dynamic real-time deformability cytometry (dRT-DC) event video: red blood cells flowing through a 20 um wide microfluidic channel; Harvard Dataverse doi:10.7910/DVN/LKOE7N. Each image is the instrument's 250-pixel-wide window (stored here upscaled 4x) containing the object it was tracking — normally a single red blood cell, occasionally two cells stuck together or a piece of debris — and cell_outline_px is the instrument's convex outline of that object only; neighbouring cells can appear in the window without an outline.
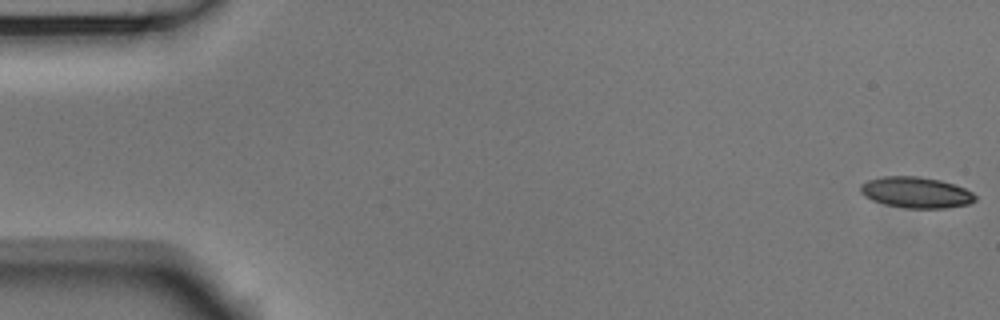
{"species": "Egyptian fruit bat (a non-hibernating species)", "species_latin": "Rousettus aegyptiacus", "temperature_condition": "room temperature", "stored_images_in_passage": 54, "camera_frame_rate_fps": 3000, "um_per_image_px": 0.085, "animal": {"sex": "male"}, "frame": {"image": 1, "passage_image": 1, "time_ms": 0.0, "image_size_px": [1000, 320], "cell_outline_px": [[976, 200], [968, 204], [944, 208], [904, 208], [884, 204], [872, 200], [864, 196], [860, 192], [860, 184], [868, 180], [884, 176], [916, 176], [940, 180], [964, 188], [972, 192], [976, 196]], "centroid_in_image_um": [77.83, 16.36], "position_along_channel_um": 7.2, "area_um2": 20.69}}
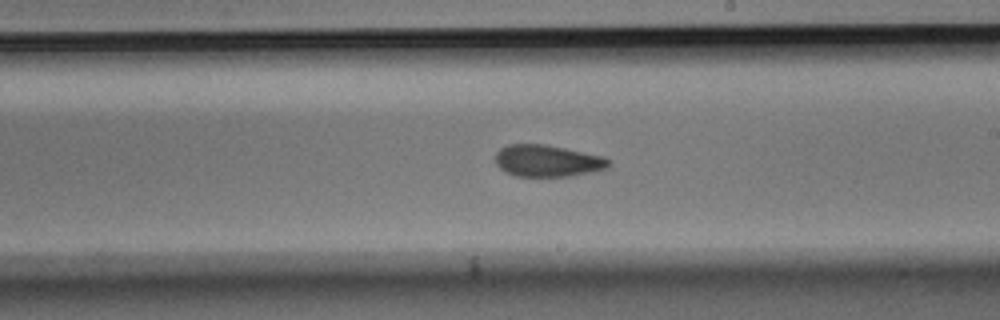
{"frame": {"image": 2, "passage_image": 31, "time_ms": 10.0, "image_size_px": [1000, 320], "cell_outline_px": [[612, 164], [608, 168], [600, 172], [572, 176], [516, 176], [504, 172], [496, 164], [496, 152], [500, 148], [508, 144], [544, 144], [604, 156]], "centroid_in_image_um": [46.58, 13.68], "position_along_channel_um": 242.4, "area_um2": 21.33}}
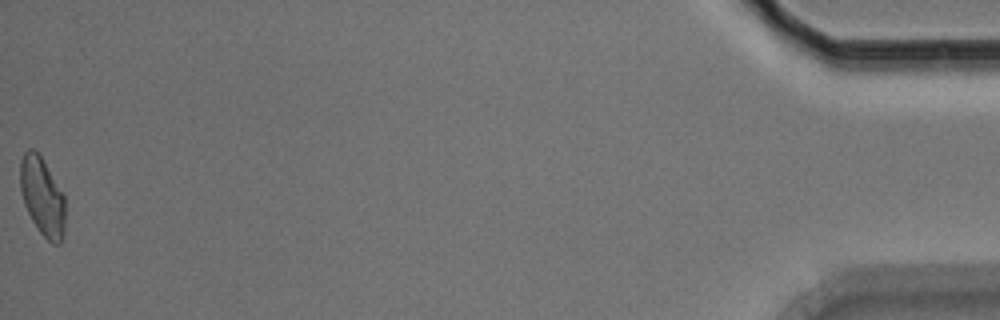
{"frame": {"image": 3, "passage_image": 54, "time_ms": 17.667, "image_size_px": [1000, 320], "cell_outline_px": [[64, 232], [60, 244], [52, 244], [40, 232], [32, 220], [24, 204], [20, 188], [20, 160], [24, 152], [28, 148], [32, 148], [40, 156], [64, 196]], "centroid_in_image_um": [3.57, 16.72], "position_along_channel_um": 431.6, "area_um2": 20.17}, "authors_computed_cell_mechanics": {"area_um2": 21.097, "velocity_mm_per_s": 3.7499, "shape_relaxation_time_tau1_ms": 4.3943, "shape_relaxation_time_tau2_ms": 3.2305, "deformation_change_tau1": 0.1178, "deformation_change_tau2": 0.0832}}